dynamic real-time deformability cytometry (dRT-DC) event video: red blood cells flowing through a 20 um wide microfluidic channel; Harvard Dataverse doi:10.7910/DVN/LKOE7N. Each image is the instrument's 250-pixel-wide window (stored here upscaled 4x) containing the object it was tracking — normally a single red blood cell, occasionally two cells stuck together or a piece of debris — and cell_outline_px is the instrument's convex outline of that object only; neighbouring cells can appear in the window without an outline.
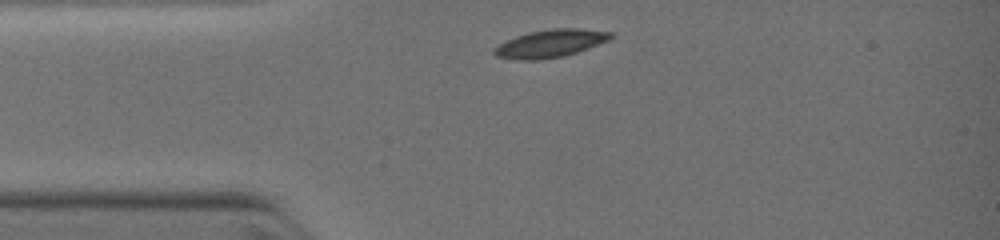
{"species": "common noctule bat (a hibernating species)", "species_latin": "Nyctalus noctula", "temperature_condition": "warm", "stored_images_in_passage": 7, "camera_frame_rate_fps": 3000, "um_per_image_px": 0.085, "animal": {"sex": "female", "body_mass_g": 19.0, "forearm_length_mm": 51.5}, "frame": {"image": 1, "passage_image": 1, "time_ms": 0.0, "image_size_px": [1000, 240], "cell_outline_px": [[612, 36], [608, 40], [588, 48], [564, 56], [540, 60], [516, 60], [496, 56], [492, 52], [492, 48], [516, 36], [528, 32], [552, 28], [580, 28], [612, 32]], "centroid_in_image_um": [46.74, 3.7], "position_along_channel_um": 38.3, "area_um2": 18.84}}
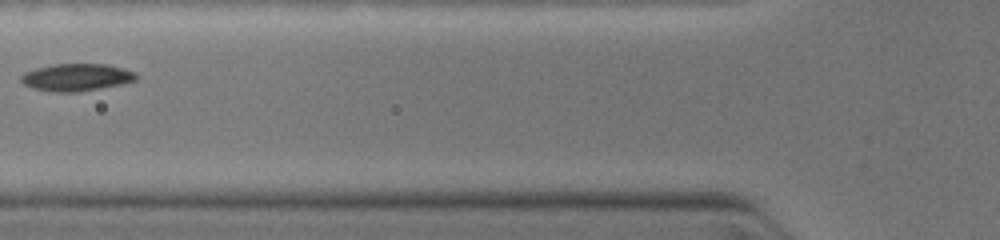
{"frame": {"image": 2, "passage_image": 4, "time_ms": 2.0, "image_size_px": [1000, 240], "cell_outline_px": [[140, 76], [136, 80], [124, 84], [76, 92], [48, 92], [32, 88], [24, 84], [20, 80], [20, 76], [24, 72], [36, 68], [52, 64], [108, 64], [124, 68], [136, 72]], "centroid_in_image_um": [6.52, 6.57], "position_along_channel_um": 119.3, "area_um2": 18.67}}
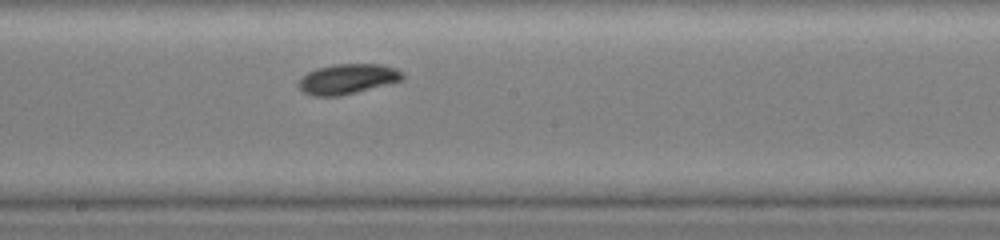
{"frame": {"image": 3, "passage_image": 7, "time_ms": 4.0, "image_size_px": [1000, 240], "cell_outline_px": [[404, 80], [340, 96], [316, 96], [304, 92], [296, 84], [300, 76], [316, 68], [332, 64], [380, 64], [396, 68], [404, 72]], "centroid_in_image_um": [29.54, 6.7], "position_along_channel_um": 218.7, "area_um2": 18.44}}